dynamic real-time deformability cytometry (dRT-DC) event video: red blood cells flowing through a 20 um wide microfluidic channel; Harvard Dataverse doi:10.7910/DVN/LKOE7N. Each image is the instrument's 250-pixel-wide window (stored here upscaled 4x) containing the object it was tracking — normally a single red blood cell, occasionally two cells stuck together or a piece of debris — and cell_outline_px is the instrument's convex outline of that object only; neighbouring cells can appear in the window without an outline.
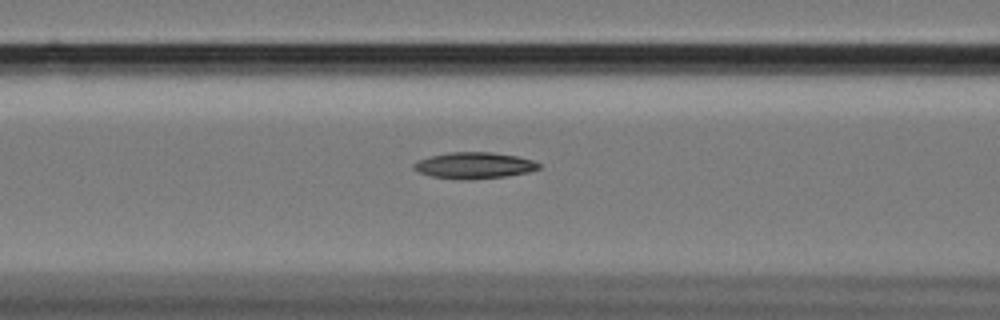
{"species": "Egyptian fruit bat (a non-hibernating species)", "species_latin": "Rousettus aegyptiacus", "temperature_condition": "cold", "stored_images_in_passage": 18, "camera_frame_rate_fps": 3000, "um_per_image_px": 0.085, "animal": {"sex": "female"}, "frame": {"image": 1, "passage_image": 16, "time_ms": 5.0, "image_size_px": [1000, 320], "cell_outline_px": [[540, 168], [528, 172], [504, 176], [472, 180], [460, 180], [432, 176], [420, 172], [412, 168], [412, 164], [416, 160], [448, 152], [492, 152], [516, 156], [532, 160], [540, 164]], "centroid_in_image_um": [40.27, 14.06], "position_along_channel_um": 126.3, "area_um2": 19.19}}